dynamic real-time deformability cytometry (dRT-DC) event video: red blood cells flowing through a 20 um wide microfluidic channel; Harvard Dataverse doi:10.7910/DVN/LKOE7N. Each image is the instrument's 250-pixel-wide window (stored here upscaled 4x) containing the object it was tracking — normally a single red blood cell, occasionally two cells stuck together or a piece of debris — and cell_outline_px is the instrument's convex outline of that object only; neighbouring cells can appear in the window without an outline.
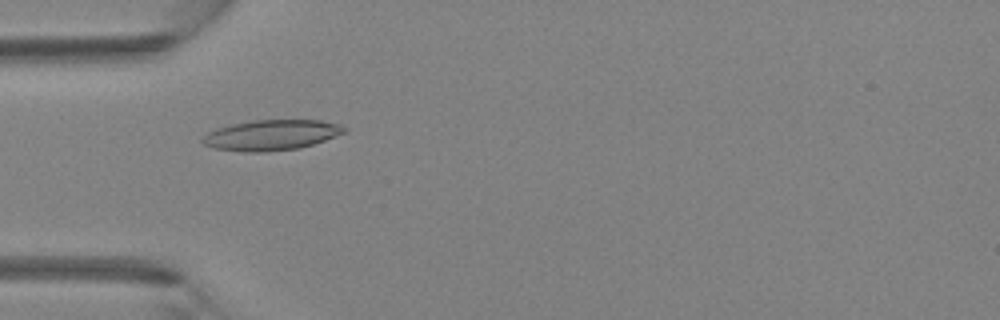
{"species": "Egyptian fruit bat (a non-hibernating species)", "species_latin": "Rousettus aegyptiacus", "temperature_condition": "room temperature", "stored_images_in_passage": 5, "camera_frame_rate_fps": 3000, "um_per_image_px": 0.085, "animal": {"sex": "female"}, "frame": {"image": 1, "passage_image": 5, "time_ms": 1.333, "image_size_px": [1000, 320], "cell_outline_px": [[344, 132], [324, 140], [300, 148], [264, 152], [244, 152], [212, 148], [204, 144], [200, 140], [208, 132], [216, 128], [232, 124], [252, 120], [320, 120], [340, 124], [344, 128]], "centroid_in_image_um": [23.0, 11.48], "position_along_channel_um": 62.0, "area_um2": 25.03}}